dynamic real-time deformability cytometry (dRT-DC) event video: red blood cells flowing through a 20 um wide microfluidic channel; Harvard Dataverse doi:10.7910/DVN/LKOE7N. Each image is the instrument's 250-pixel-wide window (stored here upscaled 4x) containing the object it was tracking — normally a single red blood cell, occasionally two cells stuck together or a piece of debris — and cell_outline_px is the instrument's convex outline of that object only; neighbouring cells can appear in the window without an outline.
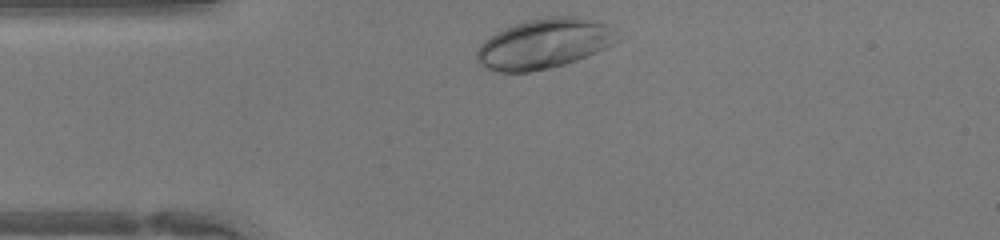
{"species": "human", "species_latin": "Homo sapiens", "temperature_condition": "warm", "stored_images_in_passage": 28, "camera_frame_rate_fps": 3000, "um_per_image_px": 0.085, "donor": {"sex": "female"}, "frame": {"image": 1, "passage_image": 1, "time_ms": 0.0, "image_size_px": [1000, 240], "cell_outline_px": [[612, 44], [596, 52], [576, 60], [564, 64], [548, 68], [528, 72], [496, 72], [484, 68], [476, 60], [476, 52], [480, 44], [484, 40], [496, 32], [504, 28], [528, 20], [548, 16], [576, 16], [604, 24], [608, 32]], "centroid_in_image_um": [46.07, 3.74], "position_along_channel_um": 38.9, "area_um2": 39.77}}
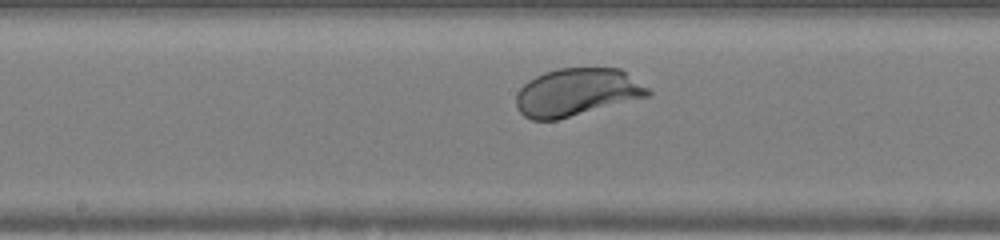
{"frame": {"image": 2, "passage_image": 14, "time_ms": 4.333, "image_size_px": [1000, 240], "cell_outline_px": [[652, 92], [648, 96], [556, 120], [532, 120], [524, 116], [516, 108], [516, 92], [528, 80], [544, 72], [560, 68], [620, 68], [648, 88]], "centroid_in_image_um": [48.99, 7.84], "position_along_channel_um": 199.2, "area_um2": 36.41}}
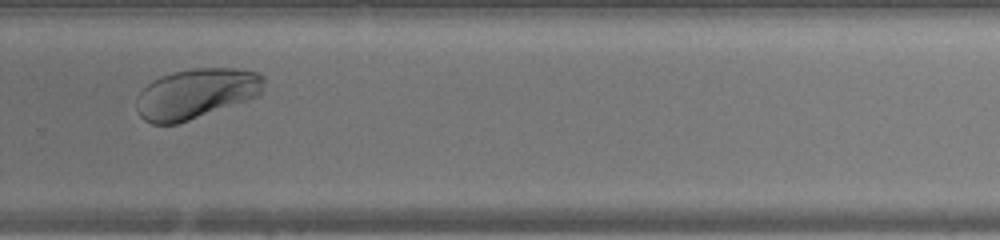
{"frame": {"image": 3, "passage_image": 22, "time_ms": 7.0, "image_size_px": [1000, 240], "cell_outline_px": [[264, 84], [260, 96], [176, 124], [152, 124], [144, 120], [140, 116], [136, 108], [136, 100], [140, 92], [152, 80], [160, 76], [172, 72], [192, 68], [236, 68], [260, 72], [264, 76]], "centroid_in_image_um": [16.69, 7.94], "position_along_channel_um": 313.1, "area_um2": 37.4}, "authors_computed_cell_mechanics": {"area_um2": 37.3099, "velocity_mm_per_s": 4.2783, "shape_relaxation_time_tau1_ms": 1.3293, "shape_relaxation_time_tau2_ms": null, "deformation_change_tau1": 0.1167, "deformation_change_tau2": null}}